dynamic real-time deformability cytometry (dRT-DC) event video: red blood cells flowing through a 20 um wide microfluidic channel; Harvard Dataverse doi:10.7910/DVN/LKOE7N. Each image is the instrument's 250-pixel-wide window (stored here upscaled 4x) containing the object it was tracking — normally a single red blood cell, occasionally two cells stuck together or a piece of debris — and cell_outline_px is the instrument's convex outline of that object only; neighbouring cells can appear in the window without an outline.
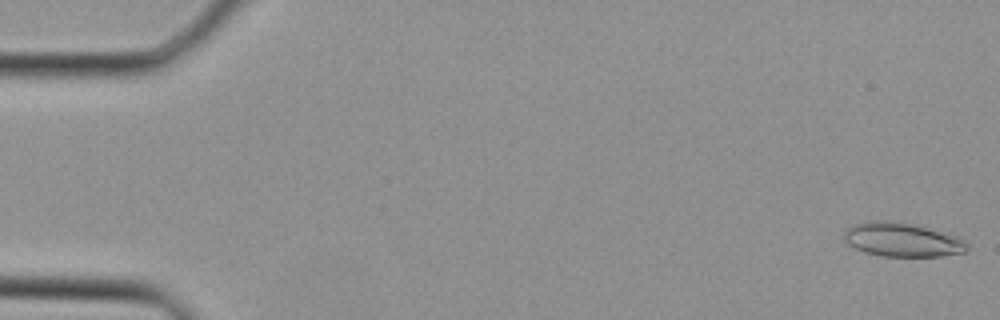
{"species": "Egyptian fruit bat (a non-hibernating species)", "species_latin": "Rousettus aegyptiacus", "temperature_condition": "cold", "stored_images_in_passage": 12, "camera_frame_rate_fps": 3000, "um_per_image_px": 0.085, "animal": {"sex": "female"}, "frame": {"image": 1, "passage_image": 1, "time_ms": 0.0, "image_size_px": [1000, 320], "cell_outline_px": [[968, 248], [964, 252], [940, 256], [884, 256], [864, 252], [848, 244], [844, 240], [844, 232], [852, 224], [868, 220], [880, 220], [908, 224], [956, 236], [964, 240], [968, 244]], "centroid_in_image_um": [76.63, 20.38], "position_along_channel_um": 8.4, "area_um2": 23.87}}